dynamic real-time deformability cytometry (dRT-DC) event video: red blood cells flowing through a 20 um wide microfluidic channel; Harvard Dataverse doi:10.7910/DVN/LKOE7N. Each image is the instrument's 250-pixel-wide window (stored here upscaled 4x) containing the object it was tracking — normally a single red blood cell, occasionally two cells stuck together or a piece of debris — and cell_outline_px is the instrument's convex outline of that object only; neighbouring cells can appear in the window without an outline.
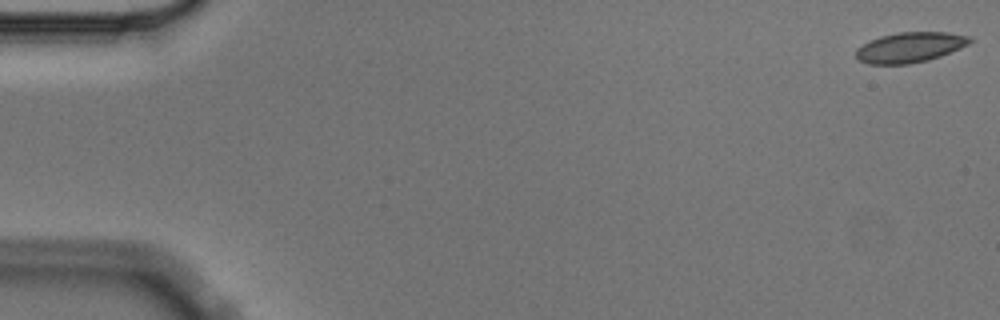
{"species": "Egyptian fruit bat (a non-hibernating species)", "species_latin": "Rousettus aegyptiacus", "temperature_condition": "cold", "stored_images_in_passage": 2, "camera_frame_rate_fps": 3000, "um_per_image_px": 0.085, "animal": {"sex": "male"}, "frame": {"image": 1, "passage_image": 1, "time_ms": 0.0, "image_size_px": [1000, 320], "cell_outline_px": [[972, 40], [968, 44], [960, 48], [940, 56], [928, 60], [908, 64], [868, 64], [860, 60], [856, 56], [856, 48], [880, 36], [896, 32], [948, 32], [972, 36]], "centroid_in_image_um": [77.37, 4.01], "position_along_channel_um": 7.6, "area_um2": 20.0}}